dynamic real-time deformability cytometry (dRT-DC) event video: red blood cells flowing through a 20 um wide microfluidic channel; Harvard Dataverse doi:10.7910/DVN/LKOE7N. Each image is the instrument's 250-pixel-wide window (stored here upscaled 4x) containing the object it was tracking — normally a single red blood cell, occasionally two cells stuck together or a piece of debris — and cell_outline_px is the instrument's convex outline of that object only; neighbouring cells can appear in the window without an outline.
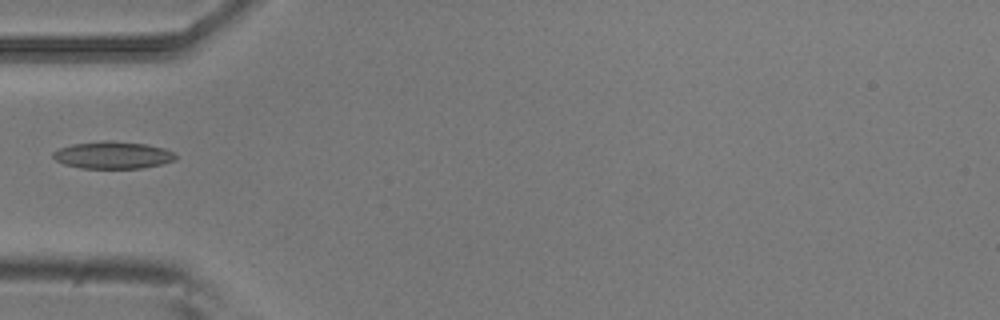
{"species": "common noctule bat (a hibernating species)", "species_latin": "Nyctalus noctula", "temperature_condition": "room temperature", "stored_images_in_passage": 5, "camera_frame_rate_fps": 3000, "um_per_image_px": 0.085, "animal": {"sex": "male", "body_mass_g": 20.5, "forearm_length_mm": 52.5}, "frame": {"image": 1, "passage_image": 5, "time_ms": 1.333, "image_size_px": [1000, 320], "cell_outline_px": [[176, 160], [160, 164], [140, 168], [80, 168], [64, 164], [56, 160], [52, 156], [52, 152], [60, 148], [72, 144], [104, 140], [112, 140], [144, 144], [164, 148], [172, 152], [176, 156]], "centroid_in_image_um": [9.56, 13.18], "position_along_channel_um": 75.4, "area_um2": 19.36}}